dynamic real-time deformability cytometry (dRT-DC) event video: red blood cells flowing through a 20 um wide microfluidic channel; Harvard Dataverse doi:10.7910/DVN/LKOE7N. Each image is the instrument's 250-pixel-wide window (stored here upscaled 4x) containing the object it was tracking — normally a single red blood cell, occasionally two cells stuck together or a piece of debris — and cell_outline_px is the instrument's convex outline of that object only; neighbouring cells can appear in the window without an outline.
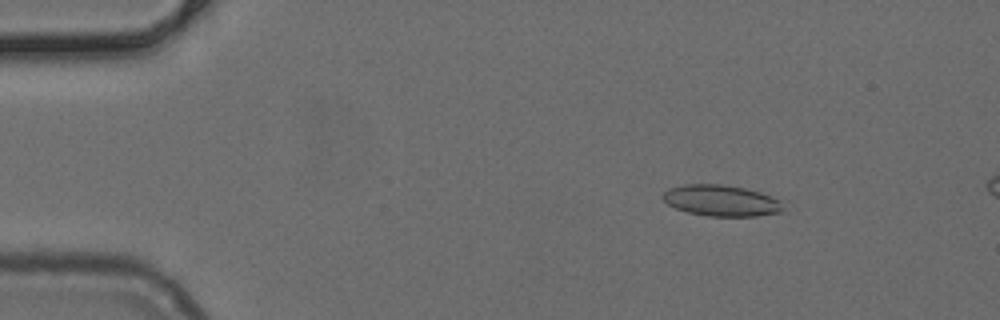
{"species": "common noctule bat (a hibernating species)", "species_latin": "Nyctalus noctula", "temperature_condition": "cold", "stored_images_in_passage": 12, "camera_frame_rate_fps": 3000, "um_per_image_px": 0.085, "animal": {"sex": "female", "body_mass_g": 24.6, "forearm_length_mm": 56.2}, "frame": {"image": 1, "passage_image": 6, "time_ms": 1.667, "image_size_px": [1000, 320], "cell_outline_px": [[788, 212], [756, 216], [708, 216], [688, 212], [676, 208], [668, 204], [660, 196], [668, 188], [684, 184], [724, 184], [744, 188], [760, 192], [780, 200]], "centroid_in_image_um": [61.35, 17.05], "position_along_channel_um": 23.7, "area_um2": 22.14}}